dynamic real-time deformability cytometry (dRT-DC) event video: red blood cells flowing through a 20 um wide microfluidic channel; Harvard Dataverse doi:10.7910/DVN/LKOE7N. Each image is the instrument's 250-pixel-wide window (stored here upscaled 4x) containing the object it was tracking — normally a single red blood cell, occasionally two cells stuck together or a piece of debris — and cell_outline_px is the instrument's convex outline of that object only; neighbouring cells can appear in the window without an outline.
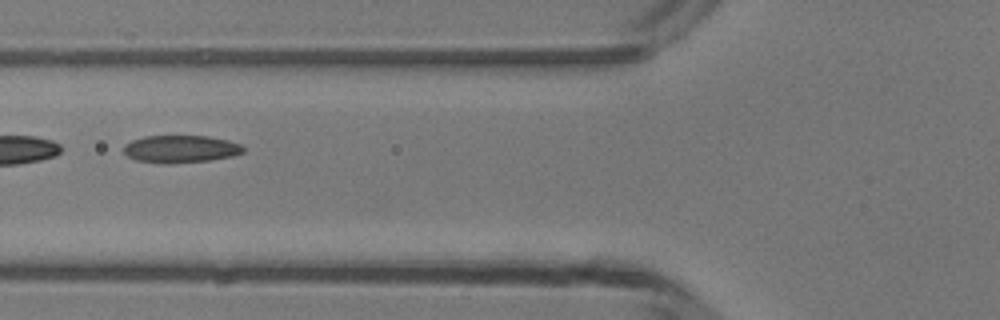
{"species": "common noctule bat (a hibernating species)", "species_latin": "Nyctalus noctula", "temperature_condition": "room temperature", "stored_images_in_passage": 6, "camera_frame_rate_fps": 3000, "um_per_image_px": 0.085, "animal": {"sex": "male", "body_mass_g": 13.3}, "frame": {"image": 1, "passage_image": 5, "time_ms": 4.667, "image_size_px": [1000, 320], "cell_outline_px": [[244, 152], [232, 156], [208, 160], [172, 164], [164, 164], [136, 160], [128, 156], [124, 152], [124, 144], [132, 140], [144, 136], [208, 136], [228, 140], [240, 144], [244, 148]], "centroid_in_image_um": [15.34, 12.66], "position_along_channel_um": 110.5, "area_um2": 19.19}}
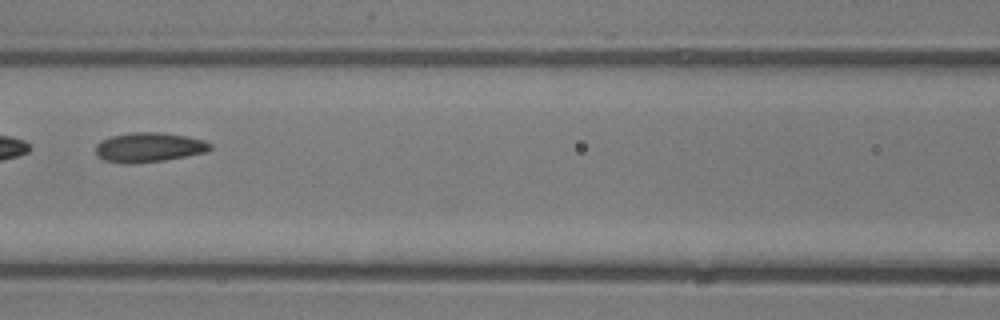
{"frame": {"image": 2, "passage_image": 6, "time_ms": 5.667, "image_size_px": [1000, 320], "cell_outline_px": [[212, 148], [208, 152], [164, 160], [132, 164], [124, 164], [104, 160], [96, 156], [96, 144], [100, 140], [112, 136], [132, 132], [160, 132], [184, 136], [204, 140], [212, 144]], "centroid_in_image_um": [12.64, 12.53], "position_along_channel_um": 154.0, "area_um2": 19.88}}